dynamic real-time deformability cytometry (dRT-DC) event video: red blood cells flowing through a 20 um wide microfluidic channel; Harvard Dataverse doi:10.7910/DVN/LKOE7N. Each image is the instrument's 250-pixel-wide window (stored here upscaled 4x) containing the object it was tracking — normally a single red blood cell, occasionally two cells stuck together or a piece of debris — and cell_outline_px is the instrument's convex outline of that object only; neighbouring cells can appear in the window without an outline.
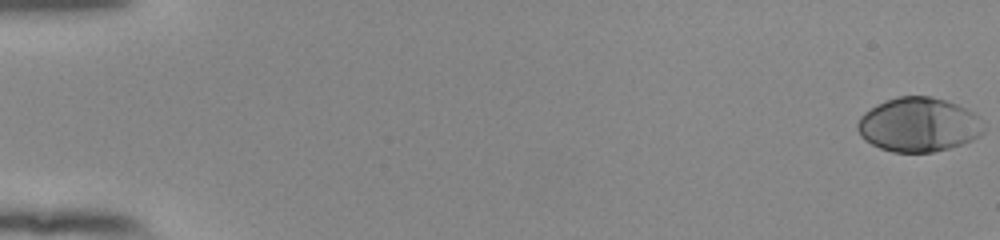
{"species": "human", "species_latin": "Homo sapiens", "temperature_condition": "room temperature", "stored_images_in_passage": 18, "camera_frame_rate_fps": 3000, "um_per_image_px": 0.085, "donor": {"sex": "female"}, "frame": {"image": 1, "passage_image": 1, "time_ms": 0.0, "image_size_px": [1000, 240], "cell_outline_px": [[984, 132], [980, 136], [972, 140], [948, 148], [932, 152], [892, 152], [880, 148], [864, 140], [860, 136], [856, 128], [856, 124], [860, 116], [864, 112], [876, 104], [900, 96], [932, 96], [956, 104], [972, 112], [976, 116]], "centroid_in_image_um": [78.01, 10.6], "position_along_channel_um": 7.0, "area_um2": 39.59}}
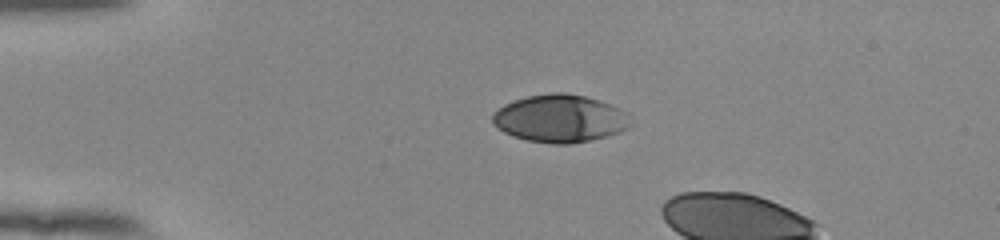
{"frame": {"image": 2, "passage_image": 14, "time_ms": 4.333, "image_size_px": [1000, 240], "cell_outline_px": [[628, 128], [620, 132], [588, 140], [568, 144], [556, 144], [528, 140], [512, 136], [504, 132], [492, 124], [492, 116], [504, 104], [528, 96], [548, 92], [564, 92], [584, 96], [608, 104], [628, 112]], "centroid_in_image_um": [47.57, 10.07], "position_along_channel_um": 37.4, "area_um2": 37.86}}